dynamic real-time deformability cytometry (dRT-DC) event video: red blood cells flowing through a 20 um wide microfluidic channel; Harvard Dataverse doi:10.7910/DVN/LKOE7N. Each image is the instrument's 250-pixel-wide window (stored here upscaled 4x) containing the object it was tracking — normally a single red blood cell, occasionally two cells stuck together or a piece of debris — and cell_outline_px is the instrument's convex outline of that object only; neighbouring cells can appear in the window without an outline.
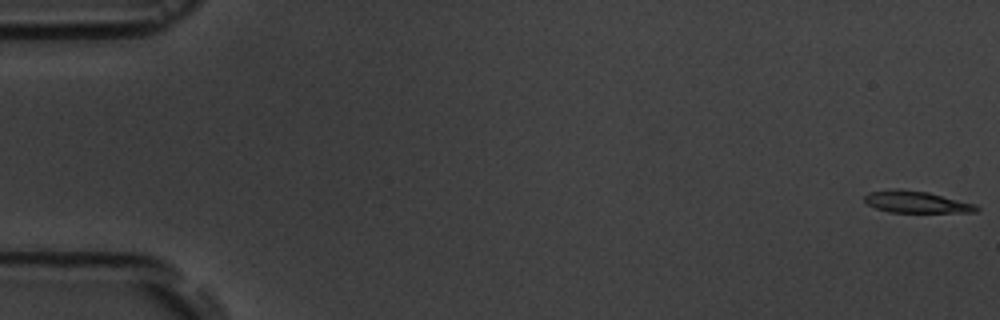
{"species": "common noctule bat (a hibernating species)", "species_latin": "Nyctalus noctula", "temperature_condition": "room temperature", "stored_images_in_passage": 7, "camera_frame_rate_fps": 3000, "um_per_image_px": 0.085, "animal": {"sex": "male", "body_mass_g": 19.5, "forearm_length_mm": 54.6}, "frame": {"image": 1, "passage_image": 1, "time_ms": 0.0, "image_size_px": [1000, 320], "cell_outline_px": [[980, 208], [976, 212], [888, 212], [876, 208], [868, 204], [864, 200], [864, 196], [868, 192], [892, 188], [928, 192], [976, 204]], "centroid_in_image_um": [77.87, 17.16], "position_along_channel_um": 7.1, "area_um2": 14.22}}
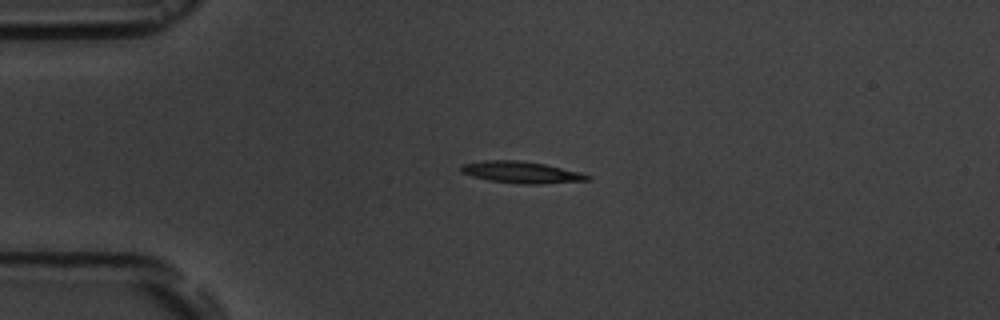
{"frame": {"image": 2, "passage_image": 5, "time_ms": 4.333, "image_size_px": [1000, 320], "cell_outline_px": [[592, 176], [588, 180], [540, 184], [520, 184], [488, 180], [472, 176], [460, 172], [460, 164], [484, 160], [516, 160], [544, 164], [580, 172]], "centroid_in_image_um": [44.27, 14.64], "position_along_channel_um": 40.7, "area_um2": 15.95}}
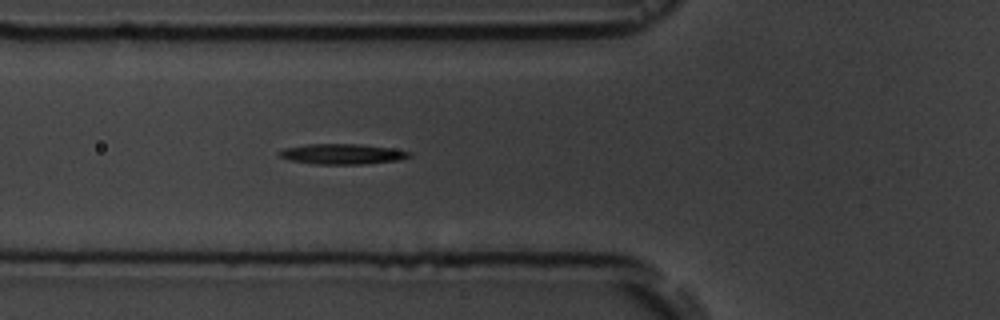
{"frame": {"image": 3, "passage_image": 7, "time_ms": 6.667, "image_size_px": [1000, 320], "cell_outline_px": [[412, 156], [396, 160], [364, 164], [316, 164], [292, 160], [280, 156], [276, 152], [284, 148], [308, 144], [360, 144], [392, 148], [412, 152]], "centroid_in_image_um": [29.1, 13.08], "position_along_channel_um": 96.7, "area_um2": 15.32}}